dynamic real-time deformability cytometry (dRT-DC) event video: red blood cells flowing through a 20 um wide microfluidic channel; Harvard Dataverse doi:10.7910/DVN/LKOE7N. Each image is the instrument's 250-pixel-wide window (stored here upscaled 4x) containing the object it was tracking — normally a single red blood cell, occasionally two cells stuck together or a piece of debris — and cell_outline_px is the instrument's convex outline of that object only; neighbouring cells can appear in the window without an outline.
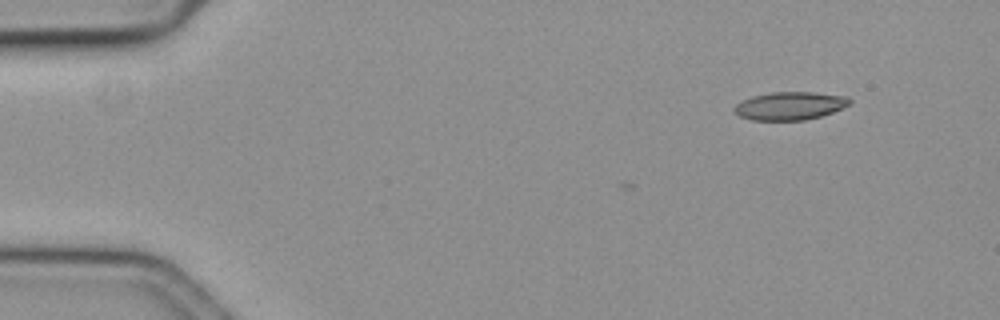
{"species": "common noctule bat (a hibernating species)", "species_latin": "Nyctalus noctula", "temperature_condition": "cold", "stored_images_in_passage": 2, "camera_frame_rate_fps": 3000, "um_per_image_px": 0.085, "animal": {"sex": "female", "body_mass_g": 19.3, "forearm_length_mm": 54.1}, "frame": {"image": 1, "passage_image": 2, "time_ms": 0.333, "image_size_px": [1000, 320], "cell_outline_px": [[852, 104], [832, 112], [820, 116], [804, 120], [752, 120], [740, 116], [732, 108], [736, 104], [752, 96], [772, 92], [812, 92], [848, 96], [852, 100]], "centroid_in_image_um": [67.18, 8.99], "position_along_channel_um": 17.8, "area_um2": 18.84}}